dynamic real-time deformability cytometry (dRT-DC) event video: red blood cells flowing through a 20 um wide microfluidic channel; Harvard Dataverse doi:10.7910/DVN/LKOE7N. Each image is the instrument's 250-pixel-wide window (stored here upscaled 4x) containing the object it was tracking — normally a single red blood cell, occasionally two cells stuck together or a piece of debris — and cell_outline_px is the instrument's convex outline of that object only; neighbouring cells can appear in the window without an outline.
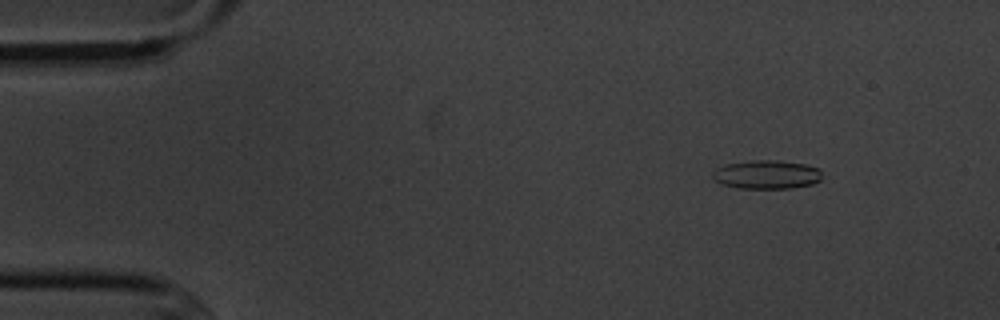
{"species": "common noctule bat (a hibernating species)", "species_latin": "Nyctalus noctula", "temperature_condition": "cold", "stored_images_in_passage": 4, "camera_frame_rate_fps": 3000, "um_per_image_px": 0.085, "animal": {"sex": "male", "body_mass_g": 20.1, "forearm_length_mm": 53.5}, "frame": {"image": 1, "passage_image": 1, "time_ms": 0.0, "image_size_px": [1000, 320], "cell_outline_px": [[820, 180], [812, 184], [792, 188], [736, 188], [724, 184], [716, 180], [712, 176], [712, 172], [716, 168], [724, 164], [756, 160], [776, 160], [804, 164], [820, 168]], "centroid_in_image_um": [65.16, 14.83], "position_along_channel_um": 19.8, "area_um2": 18.21}}
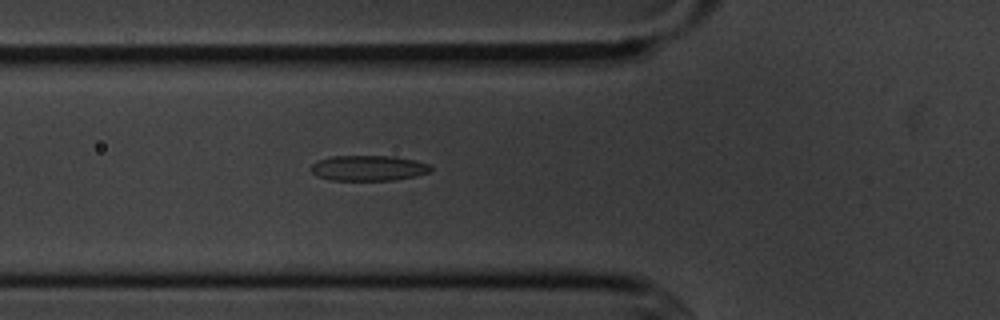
{"frame": {"image": 2, "passage_image": 4, "time_ms": 4.333, "image_size_px": [1000, 320], "cell_outline_px": [[432, 168], [428, 172], [416, 176], [392, 180], [332, 180], [316, 176], [312, 172], [312, 164], [316, 160], [332, 156], [396, 156], [416, 160], [428, 164]], "centroid_in_image_um": [31.3, 14.28], "position_along_channel_um": 94.5, "area_um2": 17.74}}